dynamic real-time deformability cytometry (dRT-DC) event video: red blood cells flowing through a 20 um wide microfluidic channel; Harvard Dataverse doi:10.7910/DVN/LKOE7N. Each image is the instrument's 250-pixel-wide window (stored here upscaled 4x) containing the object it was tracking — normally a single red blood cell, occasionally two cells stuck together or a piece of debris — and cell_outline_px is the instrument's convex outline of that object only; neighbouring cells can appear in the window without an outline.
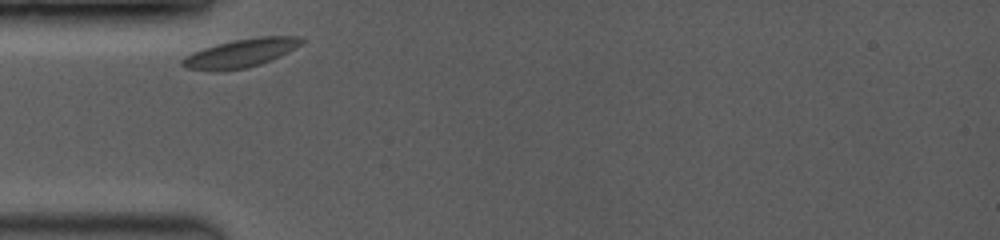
{"species": "common noctule bat (a hibernating species)", "species_latin": "Nyctalus noctula", "temperature_condition": "room temperature", "stored_images_in_passage": 45, "camera_frame_rate_fps": 3500, "um_per_image_px": 0.085, "animal": {"sex": "female", "body_mass_g": 19.0, "forearm_length_mm": 53.3}, "frame": {"image": 1, "passage_image": 1, "time_ms": 0.0, "image_size_px": [1000, 240], "cell_outline_px": [[304, 40], [300, 44], [288, 52], [272, 60], [260, 64], [244, 68], [220, 72], [212, 72], [184, 68], [180, 64], [180, 60], [184, 56], [192, 52], [216, 44], [232, 40], [260, 36], [304, 36]], "centroid_in_image_um": [20.4, 4.53], "position_along_channel_um": 64.6, "area_um2": 20.11}}
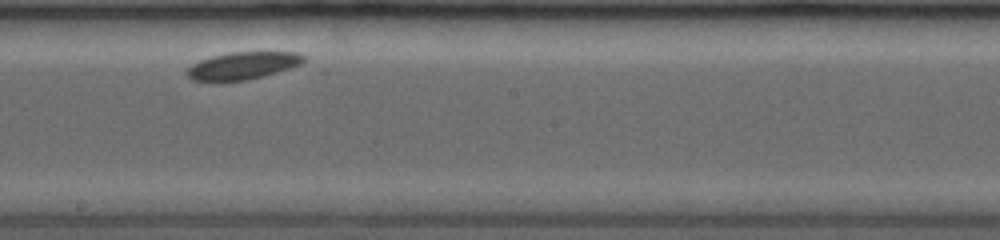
{"frame": {"image": 2, "passage_image": 24, "time_ms": 4.571, "image_size_px": [1000, 240], "cell_outline_px": [[304, 60], [300, 64], [264, 76], [248, 80], [212, 84], [192, 80], [184, 72], [192, 64], [200, 60], [212, 56], [232, 52], [296, 52], [304, 56]], "centroid_in_image_um": [20.52, 5.63], "position_along_channel_um": 227.7, "area_um2": 19.07}}
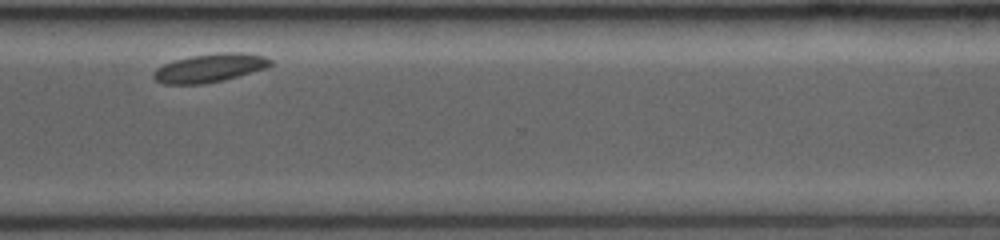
{"frame": {"image": 3, "passage_image": 44, "time_ms": 8.0, "image_size_px": [1000, 240], "cell_outline_px": [[272, 64], [264, 68], [224, 80], [200, 84], [164, 84], [156, 80], [152, 76], [156, 68], [172, 60], [192, 56], [216, 52], [248, 52], [264, 56], [272, 60]], "centroid_in_image_um": [17.82, 5.76], "position_along_channel_um": 352.8, "area_um2": 19.42}}